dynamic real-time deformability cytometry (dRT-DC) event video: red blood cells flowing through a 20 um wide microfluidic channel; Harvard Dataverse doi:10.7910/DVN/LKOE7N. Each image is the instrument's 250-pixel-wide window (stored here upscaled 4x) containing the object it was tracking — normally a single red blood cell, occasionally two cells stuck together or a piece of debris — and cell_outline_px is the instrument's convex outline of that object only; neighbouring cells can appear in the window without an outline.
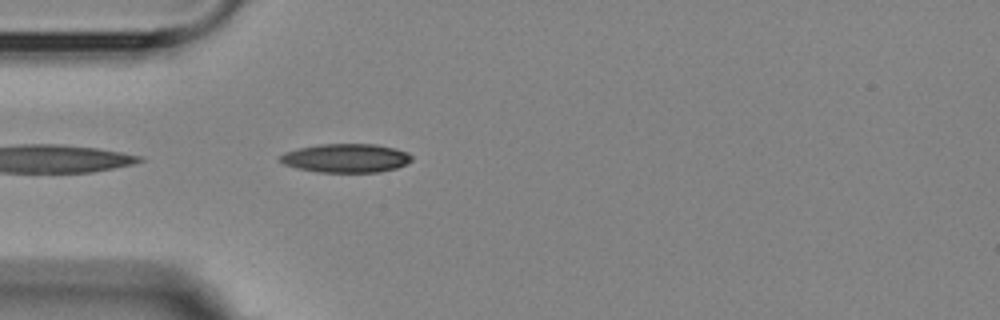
{"species": "Egyptian fruit bat (a non-hibernating species)", "species_latin": "Rousettus aegyptiacus", "temperature_condition": "room temperature", "stored_images_in_passage": 2, "camera_frame_rate_fps": 3000, "um_per_image_px": 0.085, "animal": {"sex": "female"}, "frame": {"image": 1, "passage_image": 2, "time_ms": 1.333, "image_size_px": [1000, 320], "cell_outline_px": [[412, 160], [396, 168], [380, 172], [316, 172], [296, 168], [284, 164], [280, 160], [280, 156], [284, 152], [300, 148], [320, 144], [376, 144], [396, 148], [408, 152], [412, 156]], "centroid_in_image_um": [29.42, 13.44], "position_along_channel_um": 55.6, "area_um2": 22.08}}